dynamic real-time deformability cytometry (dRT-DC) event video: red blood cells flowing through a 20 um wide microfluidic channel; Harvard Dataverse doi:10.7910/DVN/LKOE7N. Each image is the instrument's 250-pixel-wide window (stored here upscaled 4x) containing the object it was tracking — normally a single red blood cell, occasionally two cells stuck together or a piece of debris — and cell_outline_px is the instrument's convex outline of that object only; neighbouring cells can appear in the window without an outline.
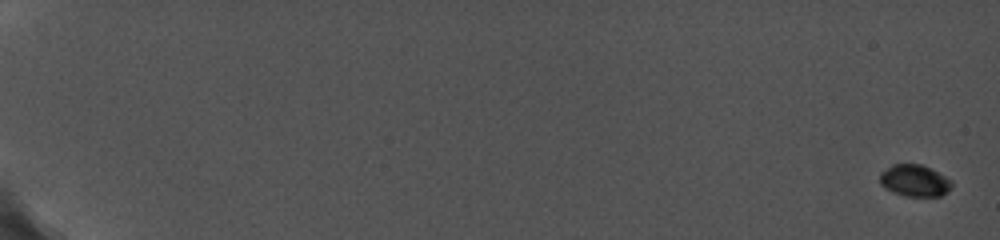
{"species": "common noctule bat (a hibernating species)", "species_latin": "Nyctalus noctula", "temperature_condition": "cold", "stored_images_in_passage": 33, "camera_frame_rate_fps": 5000, "um_per_image_px": 0.085, "animal": {"sex": "female", "body_mass_g": 19.0, "forearm_length_mm": 56.7}, "frame": {"image": 1, "passage_image": 1, "time_ms": 0.0, "image_size_px": [1000, 240], "cell_outline_px": [[952, 184], [948, 192], [940, 196], [904, 196], [892, 192], [884, 188], [880, 184], [880, 172], [892, 164], [920, 164], [952, 180]], "centroid_in_image_um": [77.71, 15.36], "position_along_channel_um": 7.3, "area_um2": 13.29}}
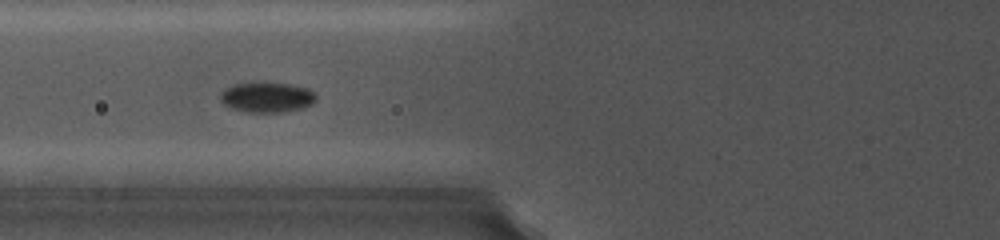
{"frame": {"image": 2, "passage_image": 14, "time_ms": 8.8, "image_size_px": [1000, 240], "cell_outline_px": [[316, 100], [312, 104], [300, 108], [280, 112], [248, 112], [232, 108], [224, 104], [220, 100], [220, 92], [224, 88], [232, 84], [248, 80], [264, 80], [288, 84], [308, 88], [316, 92]], "centroid_in_image_um": [22.64, 8.2], "position_along_channel_um": 103.2, "area_um2": 17.57}}
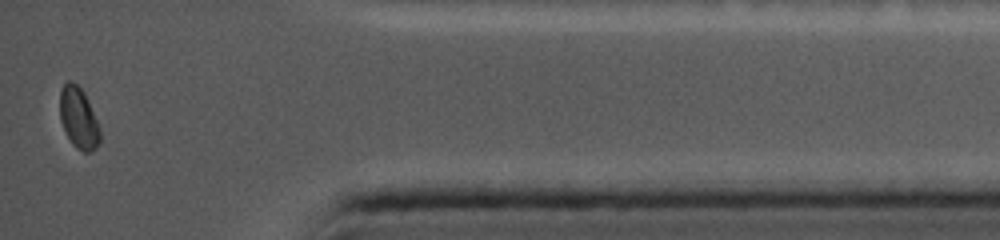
{"frame": {"image": 3, "passage_image": 33, "time_ms": 17.8, "image_size_px": [1000, 240], "cell_outline_px": [[100, 144], [88, 152], [84, 152], [76, 148], [72, 144], [60, 120], [60, 92], [64, 84], [68, 80], [72, 80], [84, 92], [100, 128]], "centroid_in_image_um": [6.68, 10.03], "position_along_channel_um": 428.5, "area_um2": 14.16}, "authors_computed_cell_mechanics": {"area_um2": 15.1436, "velocity_mm_per_s": 3.7809, "shape_relaxation_time_tau1_ms": 1.5418, "shape_relaxation_time_tau2_ms": 2.1726, "deformation_change_tau1": 0.0765, "deformation_change_tau2": 0.0293}}